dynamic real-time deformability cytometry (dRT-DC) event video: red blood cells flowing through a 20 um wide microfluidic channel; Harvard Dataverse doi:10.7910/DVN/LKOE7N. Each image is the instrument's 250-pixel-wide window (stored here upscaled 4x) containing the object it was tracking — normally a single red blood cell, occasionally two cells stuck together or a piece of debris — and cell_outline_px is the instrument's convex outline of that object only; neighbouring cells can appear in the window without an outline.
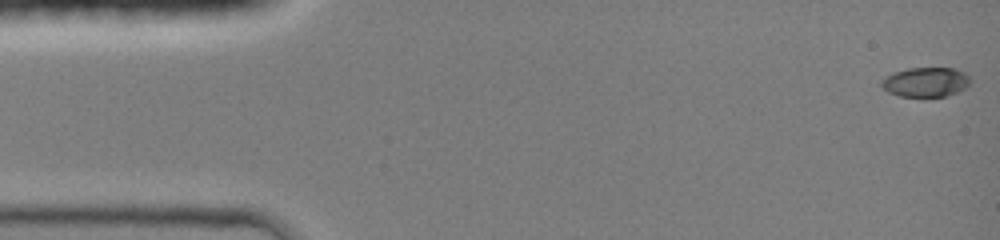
{"species": "common noctule bat (a hibernating species)", "species_latin": "Nyctalus noctula", "temperature_condition": "room temperature", "stored_images_in_passage": 13, "camera_frame_rate_fps": 3000, "um_per_image_px": 0.085, "animal": {"sex": "female", "body_mass_g": 19.0, "forearm_length_mm": 51.5}, "frame": {"image": 1, "passage_image": 1, "time_ms": 0.0, "image_size_px": [1000, 240], "cell_outline_px": [[972, 80], [964, 88], [948, 96], [900, 96], [888, 92], [880, 84], [880, 80], [892, 72], [908, 68], [956, 68], [964, 72]], "centroid_in_image_um": [78.67, 6.96], "position_along_channel_um": 6.3, "area_um2": 15.32}}
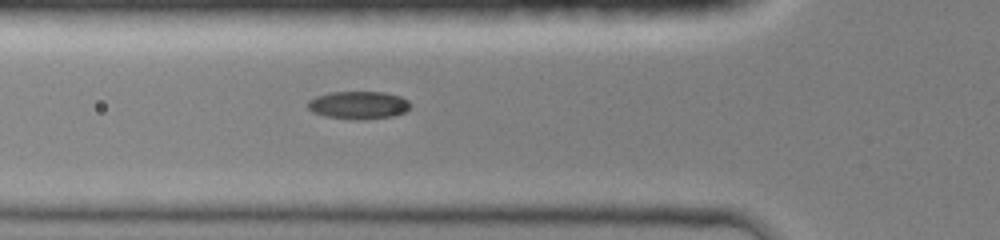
{"frame": {"image": 2, "passage_image": 10, "time_ms": 5.0, "image_size_px": [1000, 240], "cell_outline_px": [[408, 108], [404, 112], [392, 116], [356, 120], [324, 116], [312, 112], [308, 108], [308, 100], [316, 96], [328, 92], [384, 92], [400, 96], [408, 100]], "centroid_in_image_um": [30.42, 8.93], "position_along_channel_um": 95.4, "area_um2": 16.53}}
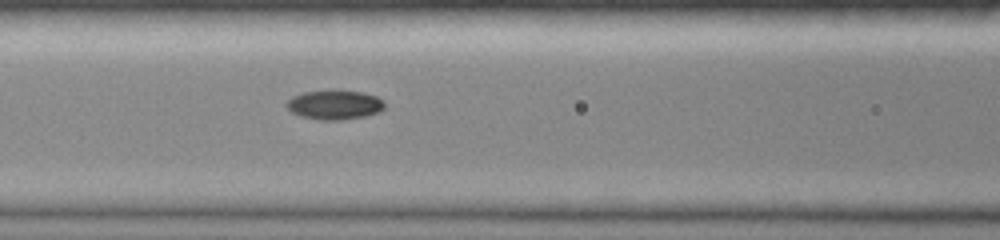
{"frame": {"image": 3, "passage_image": 12, "time_ms": 6.0, "image_size_px": [1000, 240], "cell_outline_px": [[384, 108], [380, 112], [364, 116], [340, 120], [320, 120], [300, 116], [292, 112], [284, 104], [292, 96], [304, 92], [364, 92], [376, 96], [384, 100]], "centroid_in_image_um": [28.44, 8.93], "position_along_channel_um": 138.2, "area_um2": 16.42}}